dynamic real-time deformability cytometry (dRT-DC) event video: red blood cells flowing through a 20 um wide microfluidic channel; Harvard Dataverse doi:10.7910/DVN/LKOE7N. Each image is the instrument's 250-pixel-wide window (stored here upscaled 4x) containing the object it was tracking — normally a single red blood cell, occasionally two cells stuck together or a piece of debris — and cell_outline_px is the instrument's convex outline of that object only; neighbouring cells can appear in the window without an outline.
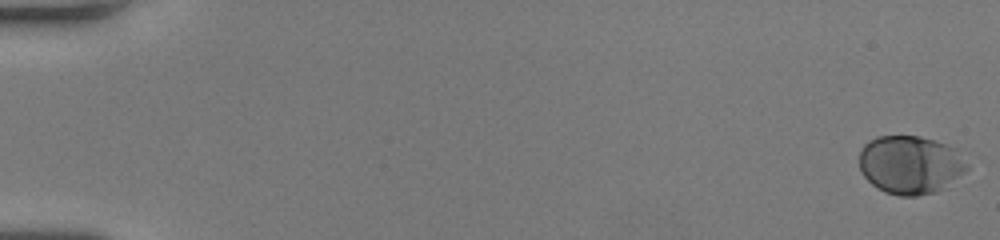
{"species": "human", "species_latin": "Homo sapiens", "temperature_condition": "room temperature", "stored_images_in_passage": 54, "camera_frame_rate_fps": 3000, "um_per_image_px": 0.085, "donor": {"sex": "female"}, "frame": {"image": 1, "passage_image": 1, "time_ms": 0.0, "image_size_px": [1000, 240], "cell_outline_px": [[968, 168], [964, 172], [936, 192], [916, 196], [900, 196], [884, 192], [872, 184], [860, 172], [860, 148], [868, 140], [876, 136], [920, 136], [956, 148], [968, 164]], "centroid_in_image_um": [77.34, 13.99], "position_along_channel_um": 7.7, "area_um2": 36.59}}
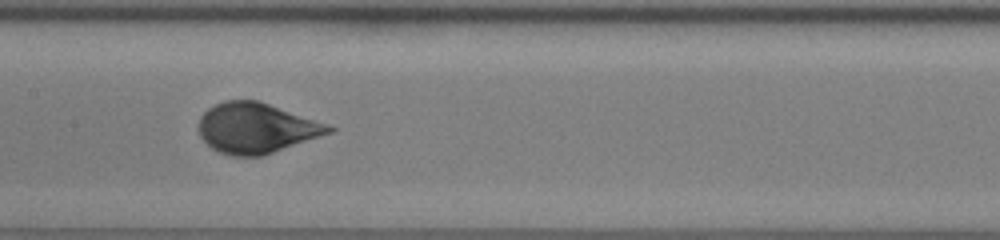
{"frame": {"image": 2, "passage_image": 29, "time_ms": 9.333, "image_size_px": [1000, 240], "cell_outline_px": [[336, 128], [332, 132], [260, 156], [232, 156], [220, 152], [212, 148], [200, 136], [200, 116], [208, 108], [224, 100], [256, 100], [268, 104]], "centroid_in_image_um": [21.72, 10.89], "position_along_channel_um": 185.7, "area_um2": 37.11}}
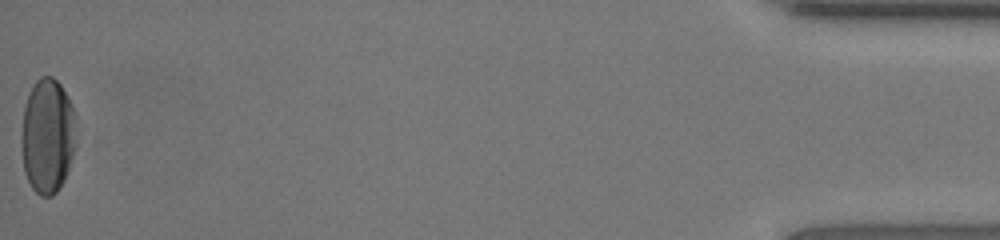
{"frame": {"image": 3, "passage_image": 54, "time_ms": 17.667, "image_size_px": [1000, 240], "cell_outline_px": [[76, 116], [72, 156], [68, 172], [64, 180], [56, 192], [52, 196], [40, 196], [32, 188], [24, 172], [24, 108], [28, 96], [36, 80], [40, 76], [52, 76], [60, 84], [72, 104], [76, 112]], "centroid_in_image_um": [4.08, 11.54], "position_along_channel_um": 431.1, "area_um2": 35.84}, "authors_computed_cell_mechanics": {"area_um2": 36.3851, "velocity_mm_per_s": 4.0505, "shape_relaxation_time_tau1_ms": 3.113, "shape_relaxation_time_tau2_ms": null, "deformation_change_tau1": 0.17, "deformation_change_tau2": null}}